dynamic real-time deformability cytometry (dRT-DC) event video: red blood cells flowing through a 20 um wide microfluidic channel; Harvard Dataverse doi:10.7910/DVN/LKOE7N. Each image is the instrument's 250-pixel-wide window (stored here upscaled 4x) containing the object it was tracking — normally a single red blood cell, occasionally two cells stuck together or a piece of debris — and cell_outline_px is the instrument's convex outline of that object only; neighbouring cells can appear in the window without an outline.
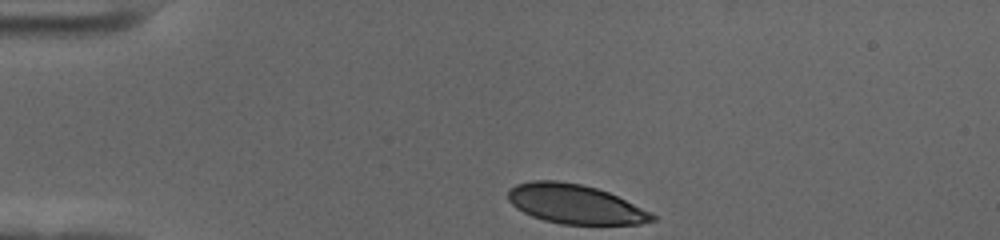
{"species": "human", "species_latin": "Homo sapiens", "temperature_condition": "cold", "stored_images_in_passage": 36, "camera_frame_rate_fps": 3000, "um_per_image_px": 0.085, "donor": {"sex": "female"}, "frame": {"image": 1, "passage_image": 1, "time_ms": 0.0, "image_size_px": [1000, 240], "cell_outline_px": [[656, 220], [640, 224], [560, 224], [544, 220], [532, 216], [516, 208], [508, 200], [508, 188], [516, 184], [532, 180], [556, 180], [580, 184], [596, 188], [608, 192], [652, 212], [656, 216]], "centroid_in_image_um": [48.87, 17.34], "position_along_channel_um": 36.1, "area_um2": 33.06}}
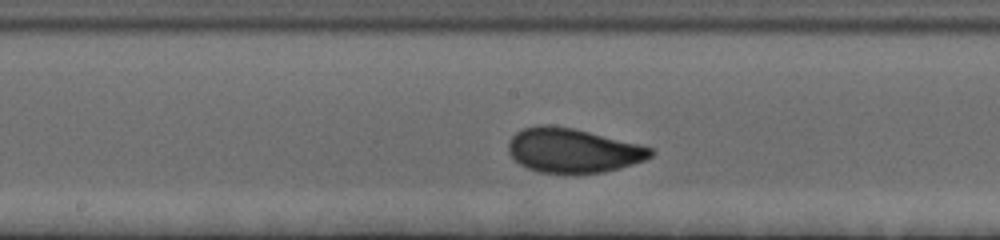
{"frame": {"image": 2, "passage_image": 19, "time_ms": 6.0, "image_size_px": [1000, 240], "cell_outline_px": [[656, 152], [652, 156], [644, 160], [620, 168], [604, 172], [564, 176], [540, 172], [528, 168], [520, 164], [508, 152], [508, 140], [516, 132], [524, 128], [540, 124], [548, 124], [572, 128], [640, 144], [652, 148]], "centroid_in_image_um": [48.69, 12.82], "position_along_channel_um": 199.5, "area_um2": 37.4}}
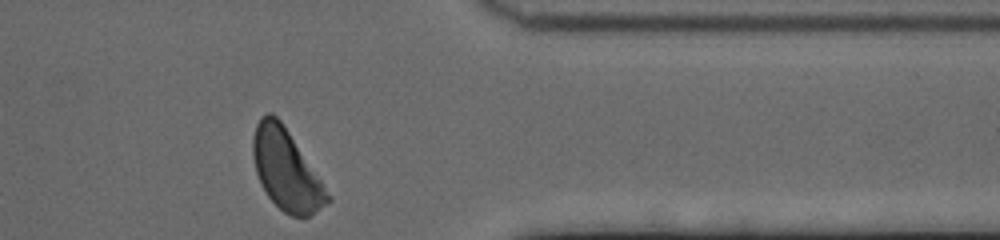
{"frame": {"image": 3, "passage_image": 36, "time_ms": 11.667, "image_size_px": [1000, 240], "cell_outline_px": [[332, 200], [328, 204], [308, 216], [292, 216], [284, 212], [268, 196], [260, 184], [256, 172], [252, 156], [252, 136], [256, 124], [260, 116], [268, 112], [272, 112], [280, 120], [324, 184], [332, 196]], "centroid_in_image_um": [24.31, 14.43], "position_along_channel_um": 387.1, "area_um2": 34.91}, "authors_computed_cell_mechanics": {"area_um2": 35.5759, "velocity_mm_per_s": 3.5177, "shape_relaxation_time_tau1_ms": 3.1058, "shape_relaxation_time_tau2_ms": null, "deformation_change_tau1": 0.1224, "deformation_change_tau2": null}}